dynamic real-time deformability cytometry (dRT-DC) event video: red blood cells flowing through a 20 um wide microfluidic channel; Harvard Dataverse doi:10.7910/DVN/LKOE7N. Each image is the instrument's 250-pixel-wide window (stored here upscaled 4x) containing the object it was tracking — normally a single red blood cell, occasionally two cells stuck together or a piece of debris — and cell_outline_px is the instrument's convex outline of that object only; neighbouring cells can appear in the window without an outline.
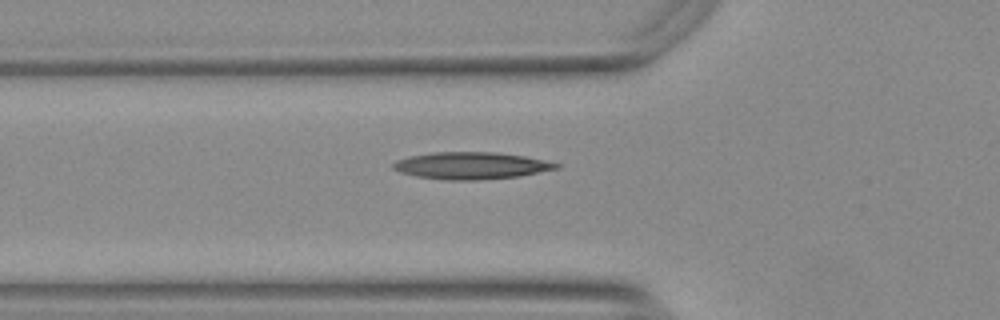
{"species": "Egyptian fruit bat (a non-hibernating species)", "species_latin": "Rousettus aegyptiacus", "temperature_condition": "warm", "stored_images_in_passage": 34, "camera_frame_rate_fps": 3000, "um_per_image_px": 0.085, "animal": {"sex": "female"}, "frame": {"image": 1, "passage_image": 2, "time_ms": 0.333, "image_size_px": [1000, 320], "cell_outline_px": [[560, 168], [520, 176], [476, 180], [448, 180], [416, 176], [400, 172], [392, 168], [392, 164], [396, 160], [408, 156], [436, 152], [496, 152], [524, 156], [560, 164]], "centroid_in_image_um": [40.03, 14.08], "position_along_channel_um": 85.8, "area_um2": 25.61}}
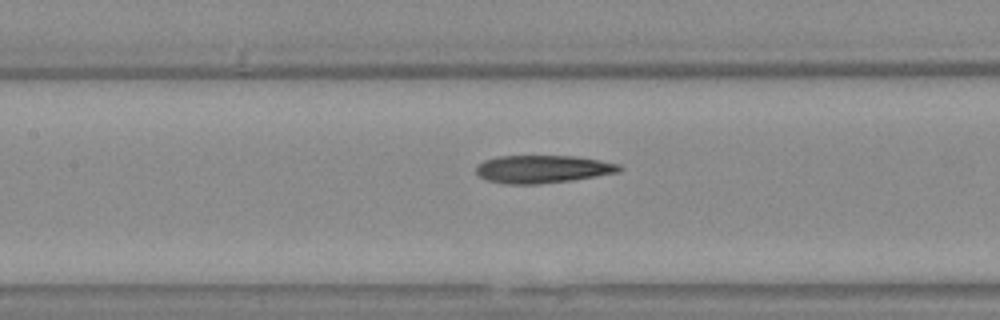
{"frame": {"image": 2, "passage_image": 8, "time_ms": 2.333, "image_size_px": [1000, 320], "cell_outline_px": [[624, 168], [620, 172], [572, 180], [540, 184], [504, 184], [484, 180], [476, 172], [476, 164], [484, 160], [496, 156], [576, 156], [620, 164]], "centroid_in_image_um": [46.1, 14.38], "position_along_channel_um": 161.3, "area_um2": 23.47}}
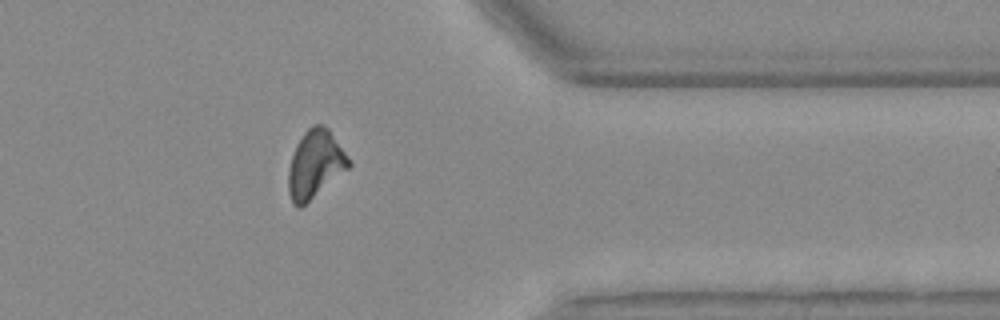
{"frame": {"image": 3, "passage_image": 27, "time_ms": 8.667, "image_size_px": [1000, 320], "cell_outline_px": [[352, 164], [348, 168], [300, 208], [296, 208], [292, 204], [288, 192], [288, 168], [296, 144], [304, 132], [312, 124], [324, 124], [328, 128]], "centroid_in_image_um": [26.75, 13.96], "position_along_channel_um": 384.7, "area_um2": 23.58}}